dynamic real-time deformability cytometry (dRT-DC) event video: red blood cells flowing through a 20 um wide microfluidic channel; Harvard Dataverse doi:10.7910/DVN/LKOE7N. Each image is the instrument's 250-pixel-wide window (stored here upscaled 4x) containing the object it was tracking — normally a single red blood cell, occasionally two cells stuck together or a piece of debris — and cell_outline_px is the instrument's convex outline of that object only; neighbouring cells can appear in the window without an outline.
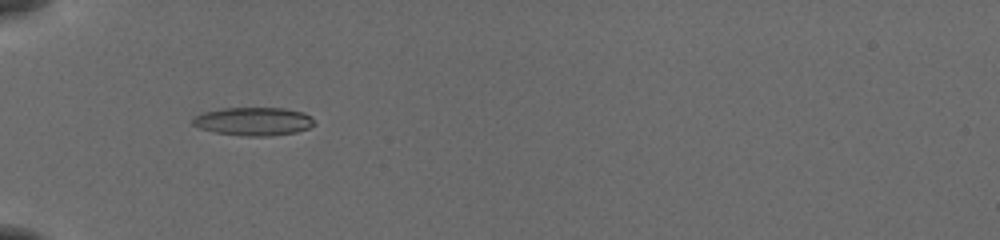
{"species": "common noctule bat (a hibernating species)", "species_latin": "Nyctalus noctula", "temperature_condition": "cold", "stored_images_in_passage": 28, "camera_frame_rate_fps": 3000, "um_per_image_px": 0.085, "animal": {"sex": "female", "body_mass_g": 19.5, "forearm_length_mm": 54.1}, "frame": {"image": 1, "passage_image": 1, "time_ms": 0.0, "image_size_px": [1000, 240], "cell_outline_px": [[316, 124], [308, 128], [296, 132], [268, 136], [240, 136], [216, 132], [200, 128], [192, 124], [192, 116], [200, 112], [224, 108], [284, 108], [304, 112], [312, 116]], "centroid_in_image_um": [21.54, 10.31], "position_along_channel_um": 63.5, "area_um2": 20.29}}
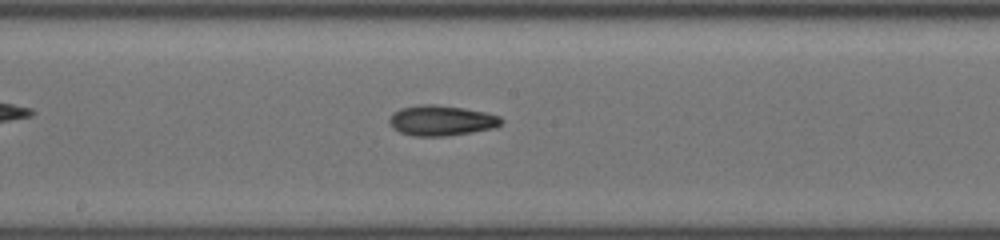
{"frame": {"image": 2, "passage_image": 12, "time_ms": 3.667, "image_size_px": [1000, 240], "cell_outline_px": [[504, 120], [496, 128], [448, 136], [412, 136], [400, 132], [392, 128], [388, 120], [392, 112], [400, 108], [420, 104], [436, 104], [464, 108], [484, 112], [500, 116]], "centroid_in_image_um": [37.5, 10.24], "position_along_channel_um": 210.7, "area_um2": 20.06}}
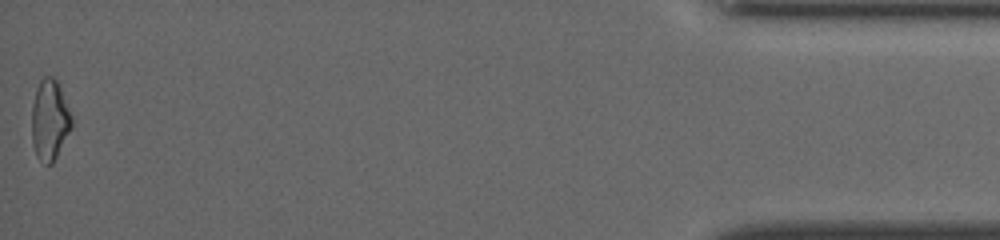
{"frame": {"image": 3, "passage_image": 28, "time_ms": 9.0, "image_size_px": [1000, 240], "cell_outline_px": [[72, 128], [52, 164], [48, 164], [40, 160], [36, 156], [32, 140], [32, 104], [36, 88], [40, 80], [44, 76], [52, 76], [56, 80], [60, 88], [72, 116]], "centroid_in_image_um": [4.22, 10.19], "position_along_channel_um": 431.0, "area_um2": 18.67}, "authors_computed_cell_mechanics": {"area_um2": 19.0162, "velocity_mm_per_s": 3.9179, "shape_relaxation_time_tau1_ms": 5.8671, "shape_relaxation_time_tau2_ms": 4.6359, "deformation_change_tau1": 0.15, "deformation_change_tau2": 0.1434}}